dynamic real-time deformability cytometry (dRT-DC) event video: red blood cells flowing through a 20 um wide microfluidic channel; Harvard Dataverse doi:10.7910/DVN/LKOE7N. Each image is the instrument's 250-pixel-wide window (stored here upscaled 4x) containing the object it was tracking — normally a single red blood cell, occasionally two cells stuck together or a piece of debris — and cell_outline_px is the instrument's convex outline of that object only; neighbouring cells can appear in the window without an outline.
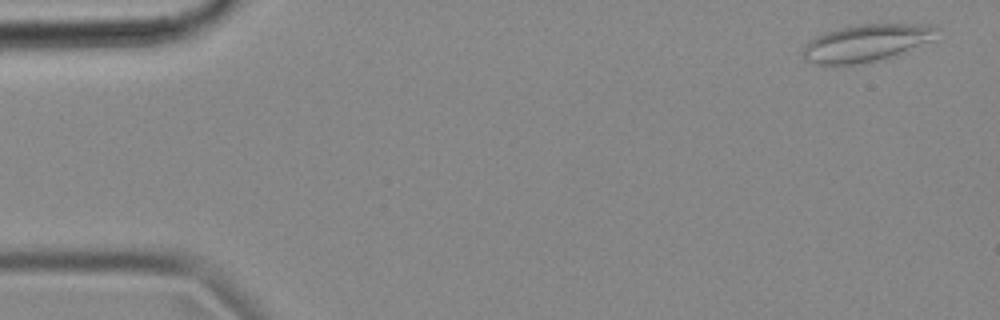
{"species": "common noctule bat (a hibernating species)", "species_latin": "Nyctalus noctula", "temperature_condition": "cold", "stored_images_in_passage": 55, "camera_frame_rate_fps": 3000, "um_per_image_px": 0.085, "animal": {"sex": "female", "body_mass_g": 18.4}, "frame": {"image": 1, "passage_image": 2, "time_ms": 0.333, "image_size_px": [1000, 320], "cell_outline_px": [[940, 28], [936, 40], [876, 60], [828, 68], [804, 60], [804, 44], [816, 36], [824, 32], [840, 28], [860, 24], [928, 24]], "centroid_in_image_um": [73.61, 3.66], "position_along_channel_um": 11.4, "area_um2": 29.25}}
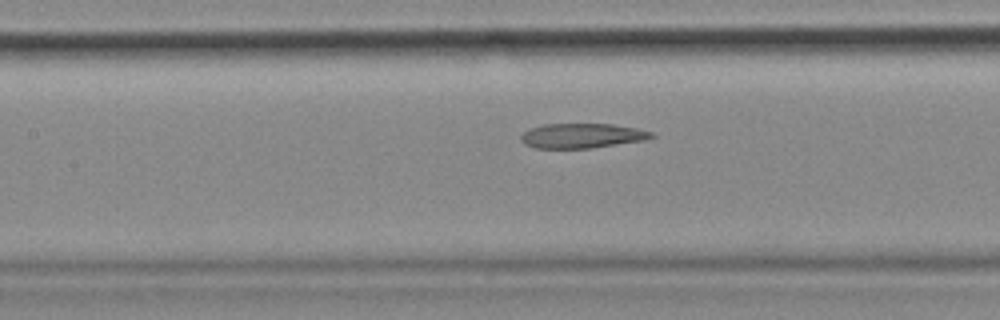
{"frame": {"image": 2, "passage_image": 24, "time_ms": 7.667, "image_size_px": [1000, 320], "cell_outline_px": [[656, 136], [648, 140], [592, 148], [536, 148], [524, 144], [520, 140], [520, 136], [528, 128], [544, 124], [612, 124], [636, 128], [652, 132]], "centroid_in_image_um": [49.48, 11.54], "position_along_channel_um": 157.9, "area_um2": 19.02}}
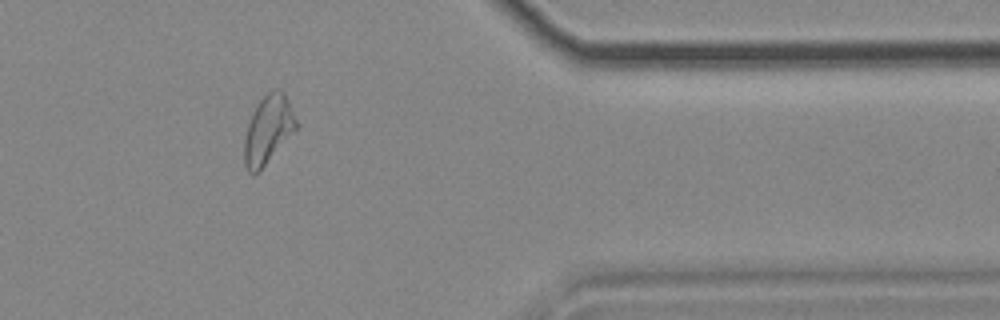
{"frame": {"image": 3, "passage_image": 45, "time_ms": 14.667, "image_size_px": [1000, 320], "cell_outline_px": [[296, 128], [260, 172], [252, 176], [248, 172], [244, 164], [244, 140], [248, 124], [252, 112], [260, 100], [272, 88], [280, 88], [284, 92], [288, 100], [296, 120]], "centroid_in_image_um": [22.76, 11.04], "position_along_channel_um": 388.6, "area_um2": 20.63}, "authors_computed_cell_mechanics": {"area_um2": 21.2126, "velocity_mm_per_s": 3.5975, "shape_relaxation_time_tau1_ms": null, "shape_relaxation_time_tau2_ms": 4.0558, "deformation_change_tau1": null, "deformation_change_tau2": 0.1318}}